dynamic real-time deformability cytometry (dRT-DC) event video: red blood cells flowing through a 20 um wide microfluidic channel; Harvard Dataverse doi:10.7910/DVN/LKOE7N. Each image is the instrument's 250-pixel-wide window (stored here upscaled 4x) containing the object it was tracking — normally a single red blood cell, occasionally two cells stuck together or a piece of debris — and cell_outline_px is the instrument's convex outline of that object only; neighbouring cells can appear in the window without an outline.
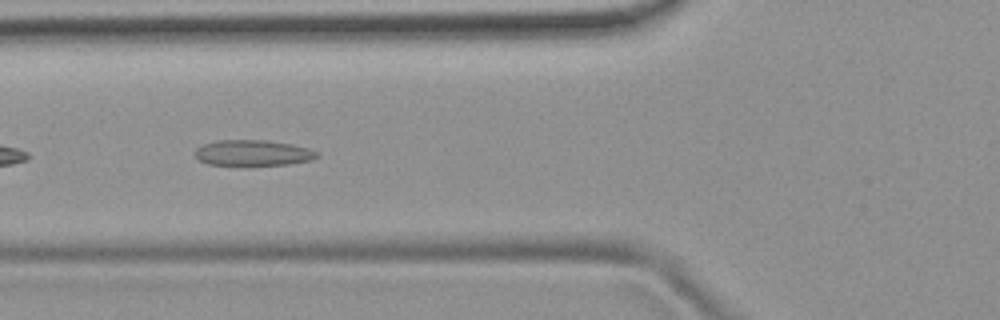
{"species": "common noctule bat (a hibernating species)", "species_latin": "Nyctalus noctula", "temperature_condition": "room temperature", "stored_images_in_passage": 10, "camera_frame_rate_fps": 3000, "um_per_image_px": 0.085, "animal": {"sex": "female", "body_mass_g": 19.9}, "frame": {"image": 1, "passage_image": 6, "time_ms": 1.667, "image_size_px": [1000, 320], "cell_outline_px": [[320, 156], [312, 160], [288, 164], [244, 168], [208, 164], [200, 160], [196, 156], [196, 148], [200, 144], [216, 140], [264, 140], [292, 144], [308, 148], [320, 152]], "centroid_in_image_um": [21.5, 13.04], "position_along_channel_um": 104.3, "area_um2": 19.31}}
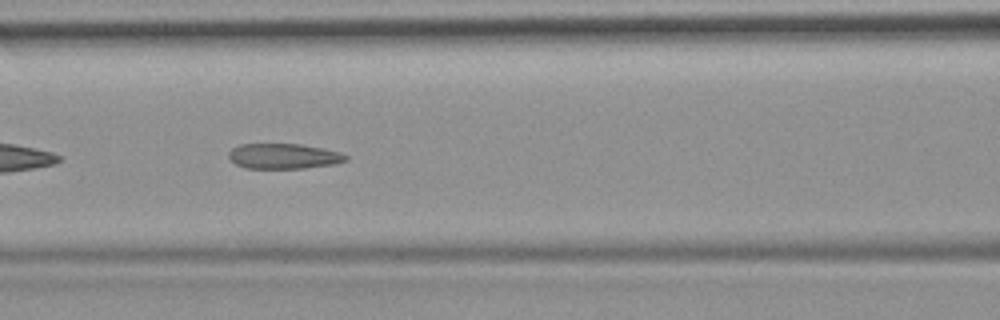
{"frame": {"image": 2, "passage_image": 7, "time_ms": 2.0, "image_size_px": [1000, 320], "cell_outline_px": [[348, 160], [336, 164], [304, 168], [244, 168], [236, 164], [228, 156], [228, 152], [232, 148], [240, 144], [300, 144], [340, 152], [348, 156]], "centroid_in_image_um": [24.11, 13.28], "position_along_channel_um": 142.5, "area_um2": 17.22}}